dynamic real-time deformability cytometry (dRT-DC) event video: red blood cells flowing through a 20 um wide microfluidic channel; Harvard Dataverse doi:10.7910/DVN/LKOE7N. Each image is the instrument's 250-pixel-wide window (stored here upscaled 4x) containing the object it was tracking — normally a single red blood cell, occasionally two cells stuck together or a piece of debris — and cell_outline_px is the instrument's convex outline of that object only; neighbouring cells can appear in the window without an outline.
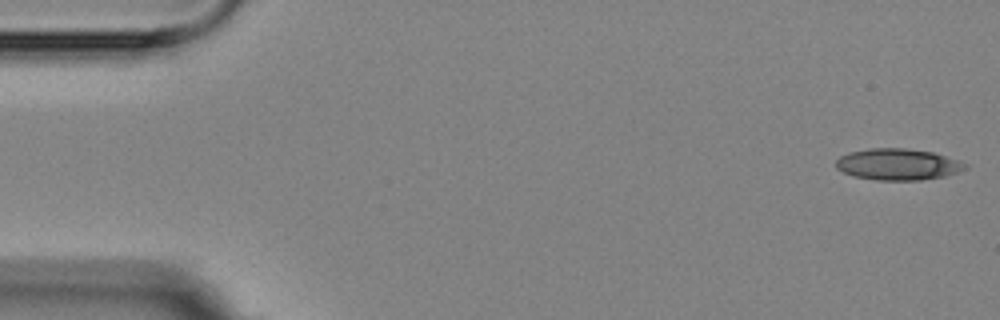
{"species": "Egyptian fruit bat (a non-hibernating species)", "species_latin": "Rousettus aegyptiacus", "temperature_condition": "room temperature", "stored_images_in_passage": 3, "camera_frame_rate_fps": 3000, "um_per_image_px": 0.085, "animal": {"sex": "female"}, "frame": {"image": 1, "passage_image": 1, "time_ms": 0.0, "image_size_px": [1000, 320], "cell_outline_px": [[968, 168], [944, 176], [920, 180], [876, 180], [852, 176], [836, 168], [836, 160], [840, 156], [848, 152], [868, 148], [908, 148], [932, 152], [968, 164]], "centroid_in_image_um": [76.28, 13.96], "position_along_channel_um": 8.7, "area_um2": 23.64}}